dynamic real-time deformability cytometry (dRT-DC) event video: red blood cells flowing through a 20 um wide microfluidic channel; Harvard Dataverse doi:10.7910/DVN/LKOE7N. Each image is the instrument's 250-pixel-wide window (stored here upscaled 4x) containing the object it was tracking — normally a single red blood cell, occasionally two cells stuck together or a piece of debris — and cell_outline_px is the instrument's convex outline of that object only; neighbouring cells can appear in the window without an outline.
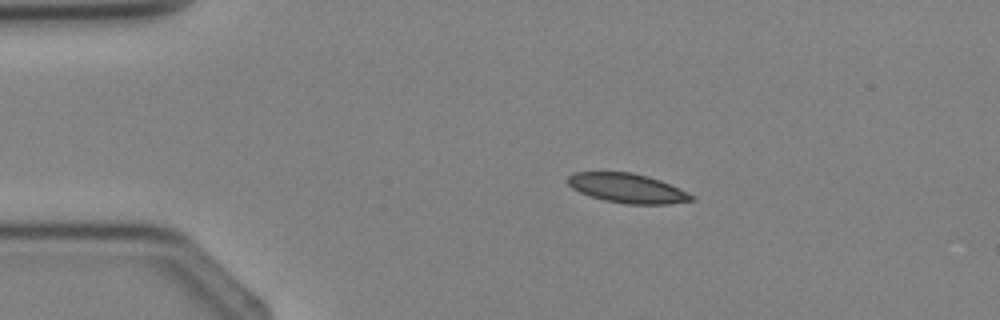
{"species": "Egyptian fruit bat (a non-hibernating species)", "species_latin": "Rousettus aegyptiacus", "temperature_condition": "cold", "stored_images_in_passage": 2, "camera_frame_rate_fps": 3000, "um_per_image_px": 0.085, "animal": {"sex": "female"}, "frame": {"image": 1, "passage_image": 1, "time_ms": 0.0, "image_size_px": [1000, 320], "cell_outline_px": [[696, 200], [668, 204], [628, 204], [604, 200], [580, 192], [572, 188], [568, 184], [568, 176], [576, 172], [632, 172], [648, 176], [660, 180], [688, 192], [696, 196]], "centroid_in_image_um": [53.37, 16.0], "position_along_channel_um": 31.6, "area_um2": 21.15}}